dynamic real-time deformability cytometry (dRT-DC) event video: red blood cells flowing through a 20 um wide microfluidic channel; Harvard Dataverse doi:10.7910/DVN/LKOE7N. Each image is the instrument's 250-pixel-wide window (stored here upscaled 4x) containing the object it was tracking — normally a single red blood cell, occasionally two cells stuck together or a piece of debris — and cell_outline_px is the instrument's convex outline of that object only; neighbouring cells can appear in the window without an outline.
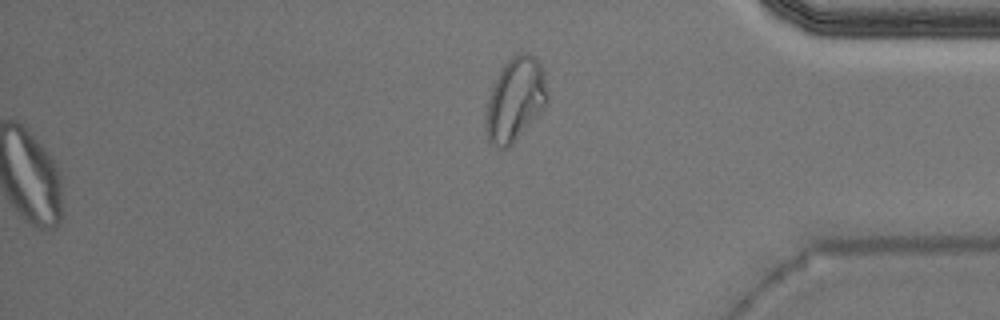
{"species": "Egyptian fruit bat (a non-hibernating species)", "species_latin": "Rousettus aegyptiacus", "temperature_condition": "warm", "stored_images_in_passage": 52, "segment_of_instrument_passage": [2, 2], "camera_frame_rate_fps": 3000, "um_per_image_px": 0.085, "animal": {"sex": "male"}, "frame": {"image": 1, "passage_image": 52, "time_ms": 17.0, "image_size_px": [1000, 320], "cell_outline_px": [[548, 96], [544, 108], [512, 144], [508, 148], [500, 148], [488, 144], [484, 128], [484, 120], [488, 100], [492, 88], [500, 72], [508, 60], [512, 56], [520, 52], [528, 52], [540, 64], [544, 72], [548, 92]], "centroid_in_image_um": [43.77, 8.5], "position_along_channel_um": 391.4, "area_um2": 29.94}}